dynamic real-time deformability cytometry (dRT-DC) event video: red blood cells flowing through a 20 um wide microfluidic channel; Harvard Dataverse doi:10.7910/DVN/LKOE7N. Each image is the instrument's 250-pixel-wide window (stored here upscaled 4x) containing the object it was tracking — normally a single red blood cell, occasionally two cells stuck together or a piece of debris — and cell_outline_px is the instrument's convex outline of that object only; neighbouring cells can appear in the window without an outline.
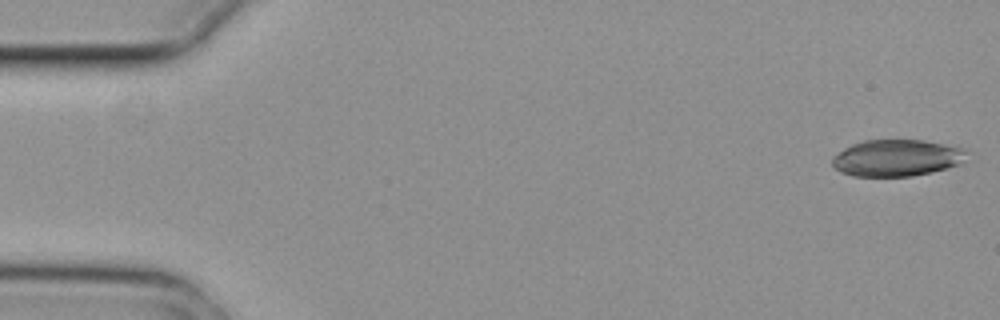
{"species": "common noctule bat (a hibernating species)", "species_latin": "Nyctalus noctula", "temperature_condition": "cold", "stored_images_in_passage": 3, "camera_frame_rate_fps": 3000, "um_per_image_px": 0.085, "animal": {"sex": "female", "body_mass_g": 29.2, "forearm_length_mm": 56.3}, "frame": {"image": 1, "passage_image": 1, "time_ms": 0.0, "image_size_px": [1000, 320], "cell_outline_px": [[968, 152], [960, 164], [948, 168], [932, 172], [912, 176], [852, 176], [840, 172], [832, 164], [832, 156], [844, 148], [852, 144], [864, 140], [924, 140], [960, 148]], "centroid_in_image_um": [76.18, 13.43], "position_along_channel_um": 8.8, "area_um2": 28.67}}